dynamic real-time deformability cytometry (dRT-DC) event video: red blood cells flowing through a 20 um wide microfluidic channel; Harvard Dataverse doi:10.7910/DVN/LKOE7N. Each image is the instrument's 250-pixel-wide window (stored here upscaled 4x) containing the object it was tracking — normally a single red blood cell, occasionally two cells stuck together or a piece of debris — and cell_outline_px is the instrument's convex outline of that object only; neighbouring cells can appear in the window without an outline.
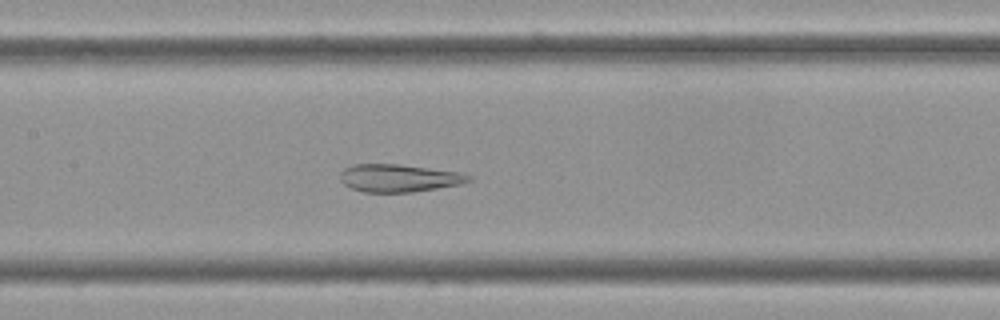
{"species": "Egyptian fruit bat (a non-hibernating species)", "species_latin": "Rousettus aegyptiacus", "temperature_condition": "cold", "stored_images_in_passage": 40, "camera_frame_rate_fps": 3000, "um_per_image_px": 0.085, "frame": {"image": 1, "passage_image": 28, "time_ms": 9.0, "image_size_px": [1000, 320], "cell_outline_px": [[472, 180], [460, 184], [412, 192], [364, 192], [352, 188], [344, 184], [340, 180], [340, 172], [344, 168], [352, 164], [396, 164], [460, 172], [472, 176]], "centroid_in_image_um": [33.88, 15.13], "position_along_channel_um": 173.5, "area_um2": 20.63}}
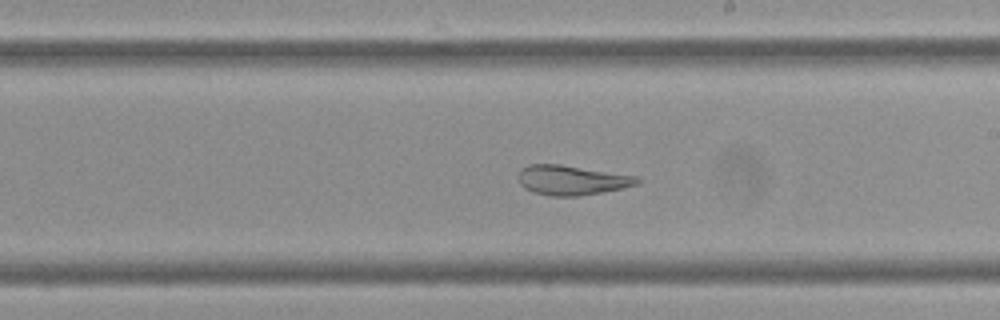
{"frame": {"image": 2, "passage_image": 34, "time_ms": 11.0, "image_size_px": [1000, 320], "cell_outline_px": [[640, 180], [636, 184], [620, 188], [580, 196], [548, 196], [532, 192], [524, 188], [516, 180], [516, 176], [520, 168], [528, 164], [560, 164], [636, 176]], "centroid_in_image_um": [48.47, 15.31], "position_along_channel_um": 240.5, "area_um2": 20.63}}
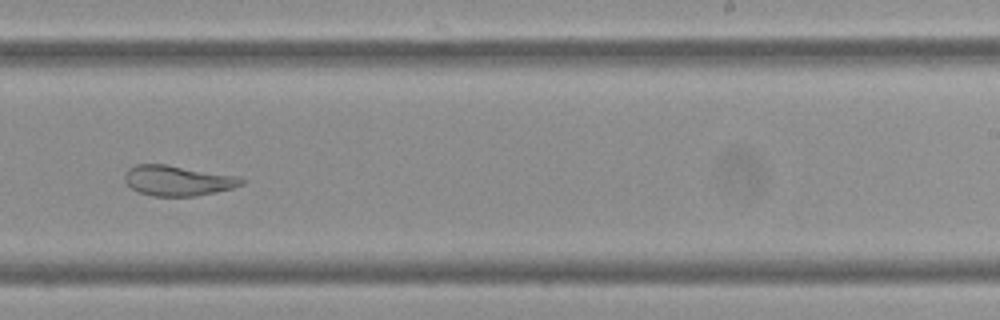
{"frame": {"image": 3, "passage_image": 37, "time_ms": 12.0, "image_size_px": [1000, 320], "cell_outline_px": [[248, 180], [244, 184], [232, 188], [216, 192], [196, 196], [152, 196], [140, 192], [132, 188], [124, 180], [124, 176], [128, 168], [136, 164], [168, 164], [240, 176]], "centroid_in_image_um": [15.17, 15.34], "position_along_channel_um": 273.8, "area_um2": 20.92}}